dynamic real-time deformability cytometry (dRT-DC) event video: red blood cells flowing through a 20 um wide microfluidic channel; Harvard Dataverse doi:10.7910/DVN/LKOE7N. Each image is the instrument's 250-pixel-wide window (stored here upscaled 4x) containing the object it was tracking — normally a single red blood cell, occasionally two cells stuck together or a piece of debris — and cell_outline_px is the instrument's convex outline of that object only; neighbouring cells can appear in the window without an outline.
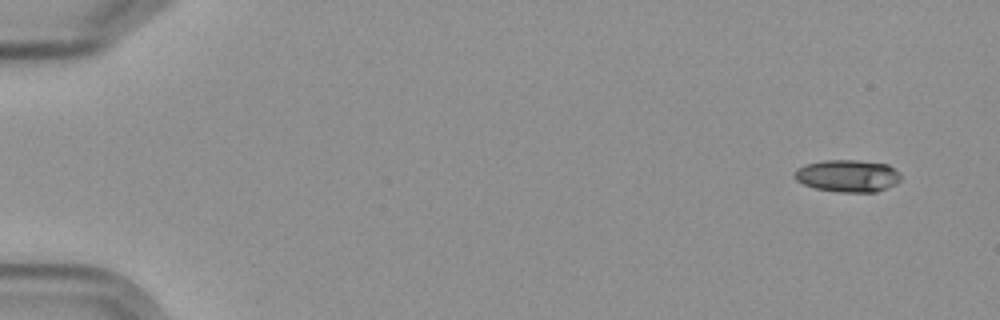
{"species": "Egyptian fruit bat (a non-hibernating species)", "species_latin": "Rousettus aegyptiacus", "temperature_condition": "cold", "stored_images_in_passage": 6, "camera_frame_rate_fps": 3000, "um_per_image_px": 0.085, "frame": {"image": 1, "passage_image": 1, "time_ms": 0.0, "image_size_px": [1000, 320], "cell_outline_px": [[900, 180], [896, 184], [876, 192], [836, 192], [816, 188], [804, 184], [796, 180], [792, 176], [796, 168], [804, 164], [824, 160], [856, 160], [888, 164], [900, 172]], "centroid_in_image_um": [72.03, 14.94], "position_along_channel_um": 13.0, "area_um2": 20.17}}
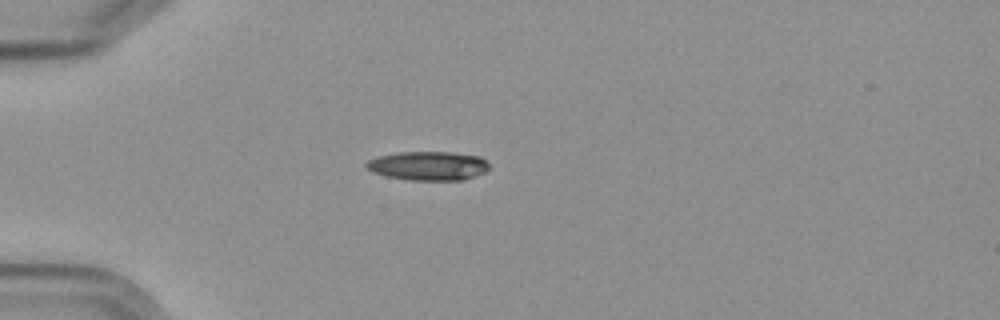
{"frame": {"image": 2, "passage_image": 5, "time_ms": 4.333, "image_size_px": [1000, 320], "cell_outline_px": [[488, 172], [464, 180], [408, 180], [388, 176], [372, 172], [364, 168], [364, 164], [368, 160], [376, 156], [400, 152], [452, 152], [480, 156], [488, 164]], "centroid_in_image_um": [36.39, 14.09], "position_along_channel_um": 48.6, "area_um2": 20.98}}